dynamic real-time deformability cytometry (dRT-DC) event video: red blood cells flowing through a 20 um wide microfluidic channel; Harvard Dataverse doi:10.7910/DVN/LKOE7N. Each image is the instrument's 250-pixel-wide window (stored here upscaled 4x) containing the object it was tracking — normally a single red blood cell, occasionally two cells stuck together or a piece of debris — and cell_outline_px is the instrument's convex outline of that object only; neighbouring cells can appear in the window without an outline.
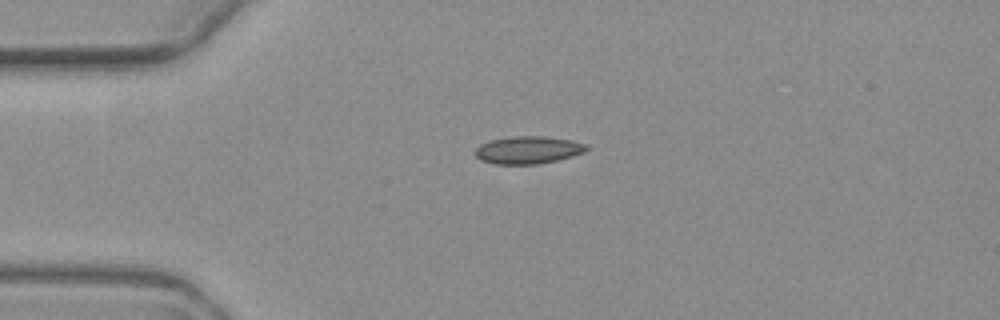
{"species": "common noctule bat (a hibernating species)", "species_latin": "Nyctalus noctula", "temperature_condition": "warm", "stored_images_in_passage": 5, "camera_frame_rate_fps": 3000, "um_per_image_px": 0.085, "animal": {"sex": "female", "body_mass_g": 19.3, "forearm_length_mm": 54.1}, "frame": {"image": 1, "passage_image": 1, "time_ms": 0.0, "image_size_px": [1000, 320], "cell_outline_px": [[588, 148], [584, 152], [572, 156], [556, 160], [536, 164], [496, 164], [480, 160], [476, 156], [476, 148], [480, 144], [492, 140], [516, 136], [544, 136], [572, 140], [588, 144]], "centroid_in_image_um": [44.91, 12.74], "position_along_channel_um": 40.1, "area_um2": 17.74}}
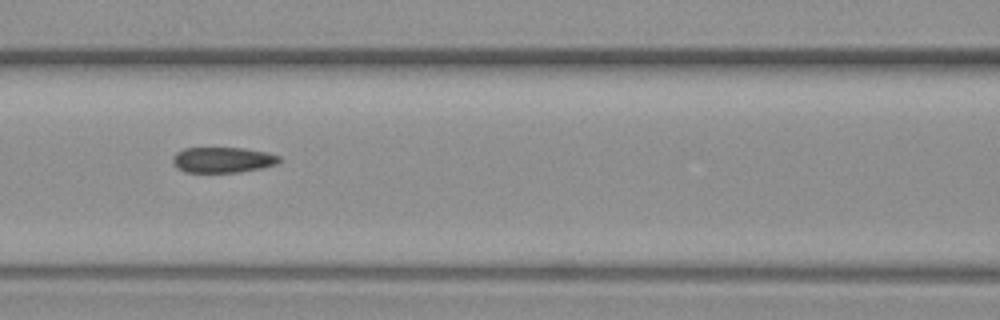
{"frame": {"image": 2, "passage_image": 4, "time_ms": 3.667, "image_size_px": [1000, 320], "cell_outline_px": [[284, 160], [276, 164], [260, 168], [240, 172], [184, 172], [176, 168], [172, 164], [172, 156], [176, 152], [184, 148], [244, 148], [268, 152], [280, 156]], "centroid_in_image_um": [18.92, 13.58], "position_along_channel_um": 147.7, "area_um2": 16.13}}
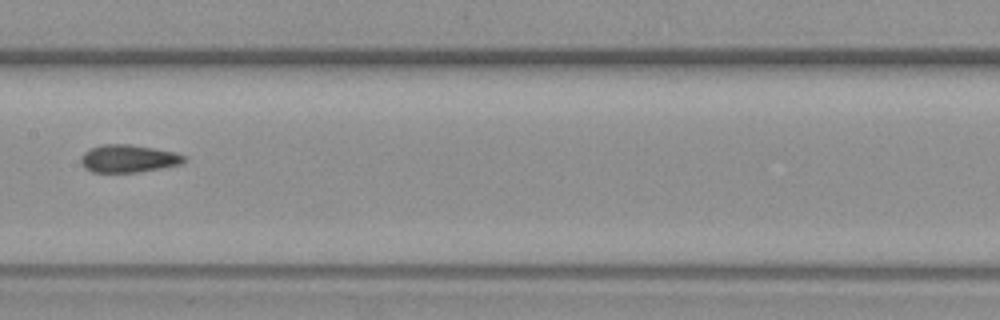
{"frame": {"image": 3, "passage_image": 5, "time_ms": 5.0, "image_size_px": [1000, 320], "cell_outline_px": [[188, 160], [180, 164], [160, 168], [136, 172], [92, 172], [84, 168], [80, 164], [80, 160], [84, 152], [92, 148], [104, 144], [128, 144], [176, 152], [188, 156]], "centroid_in_image_um": [10.93, 13.48], "position_along_channel_um": 196.5, "area_um2": 16.65}}